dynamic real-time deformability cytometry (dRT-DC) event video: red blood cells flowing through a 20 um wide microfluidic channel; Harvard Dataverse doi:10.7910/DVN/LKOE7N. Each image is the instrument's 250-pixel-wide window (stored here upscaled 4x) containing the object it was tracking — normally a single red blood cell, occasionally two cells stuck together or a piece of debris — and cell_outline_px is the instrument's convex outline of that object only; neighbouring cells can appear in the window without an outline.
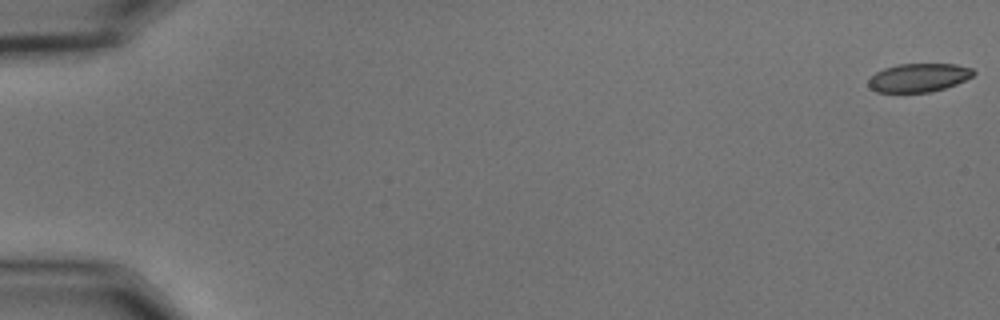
{"species": "common noctule bat (a hibernating species)", "species_latin": "Nyctalus noctula", "temperature_condition": "cold", "stored_images_in_passage": 56, "camera_frame_rate_fps": 3000, "um_per_image_px": 0.085, "animal": {"sex": "male", "body_mass_g": 15.6}, "frame": {"image": 1, "passage_image": 1, "time_ms": 0.0, "image_size_px": [1000, 320], "cell_outline_px": [[976, 72], [972, 76], [956, 84], [932, 92], [876, 92], [868, 84], [868, 80], [876, 72], [884, 68], [896, 64], [956, 64], [972, 68]], "centroid_in_image_um": [78.09, 6.59], "position_along_channel_um": 6.9, "area_um2": 17.4}}
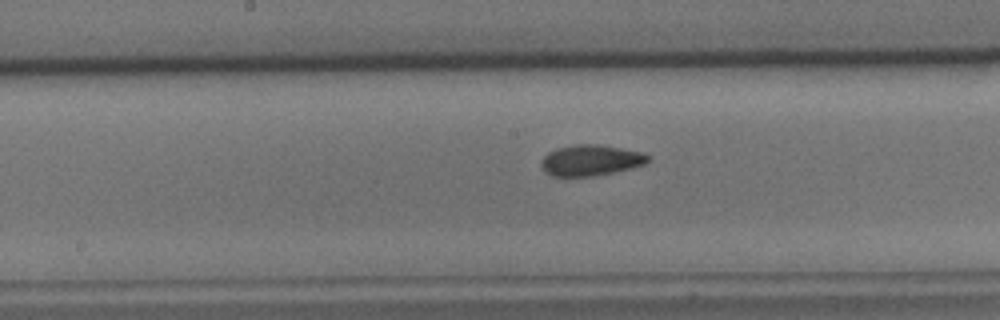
{"frame": {"image": 2, "passage_image": 30, "time_ms": 9.667, "image_size_px": [1000, 320], "cell_outline_px": [[648, 160], [644, 164], [612, 172], [592, 176], [552, 176], [544, 172], [540, 164], [540, 160], [548, 152], [556, 148], [576, 144], [600, 144], [644, 152], [648, 156]], "centroid_in_image_um": [50.15, 13.61], "position_along_channel_um": 198.0, "area_um2": 19.19}}
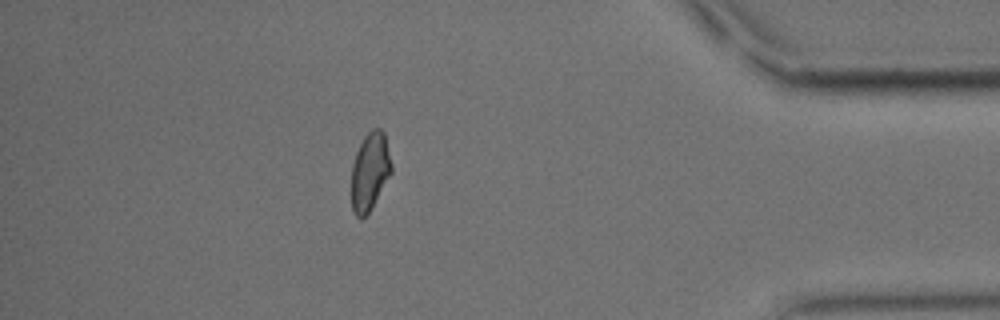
{"frame": {"image": 3, "passage_image": 50, "time_ms": 16.333, "image_size_px": [1000, 320], "cell_outline_px": [[392, 172], [368, 212], [360, 220], [352, 212], [352, 164], [356, 152], [364, 136], [372, 128], [380, 128], [384, 132], [392, 164]], "centroid_in_image_um": [31.44, 14.55], "position_along_channel_um": 403.8, "area_um2": 18.03}, "authors_computed_cell_mechanics": {"area_um2": 18.9006, "velocity_mm_per_s": 3.6309, "shape_relaxation_time_tau1_ms": null, "shape_relaxation_time_tau2_ms": 1.8572, "deformation_change_tau1": null, "deformation_change_tau2": 0.0509}}